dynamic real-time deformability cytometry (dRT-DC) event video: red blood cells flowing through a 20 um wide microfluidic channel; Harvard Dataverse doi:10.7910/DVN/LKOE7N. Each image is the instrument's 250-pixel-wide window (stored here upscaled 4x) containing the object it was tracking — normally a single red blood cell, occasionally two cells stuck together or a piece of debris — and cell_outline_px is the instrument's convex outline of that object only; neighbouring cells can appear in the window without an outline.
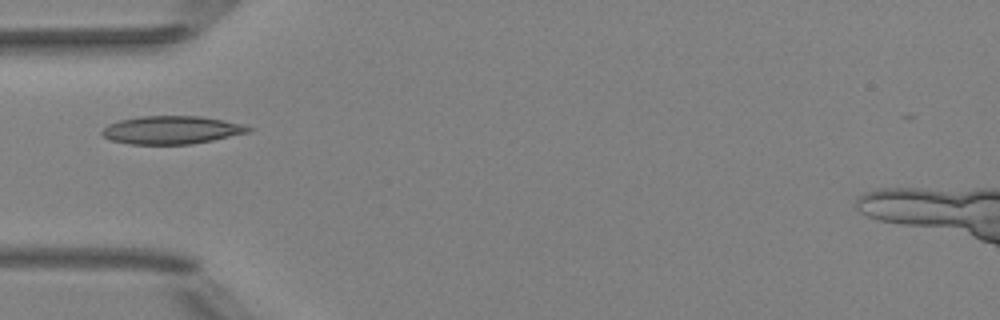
{"species": "Egyptian fruit bat (a non-hibernating species)", "species_latin": "Rousettus aegyptiacus", "temperature_condition": "room temperature", "stored_images_in_passage": 6, "camera_frame_rate_fps": 3000, "um_per_image_px": 0.085, "animal": {"sex": "female"}, "frame": {"image": 1, "passage_image": 1, "time_ms": 0.0, "image_size_px": [1000, 320], "cell_outline_px": [[256, 128], [248, 132], [212, 140], [192, 144], [128, 144], [112, 140], [104, 136], [100, 132], [108, 124], [120, 120], [140, 116], [200, 116], [240, 124]], "centroid_in_image_um": [14.56, 11.05], "position_along_channel_um": 70.4, "area_um2": 23.7}}
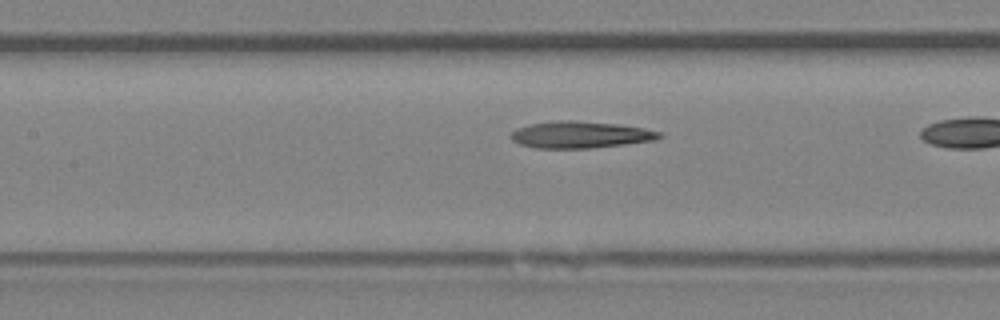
{"frame": {"image": 2, "passage_image": 5, "time_ms": 1.333, "image_size_px": [1000, 320], "cell_outline_px": [[664, 136], [656, 140], [624, 144], [588, 148], [536, 148], [520, 144], [512, 140], [508, 136], [516, 128], [528, 124], [560, 120], [572, 120], [616, 124], [644, 128], [660, 132]], "centroid_in_image_um": [49.3, 11.45], "position_along_channel_um": 158.1, "area_um2": 23.12}}